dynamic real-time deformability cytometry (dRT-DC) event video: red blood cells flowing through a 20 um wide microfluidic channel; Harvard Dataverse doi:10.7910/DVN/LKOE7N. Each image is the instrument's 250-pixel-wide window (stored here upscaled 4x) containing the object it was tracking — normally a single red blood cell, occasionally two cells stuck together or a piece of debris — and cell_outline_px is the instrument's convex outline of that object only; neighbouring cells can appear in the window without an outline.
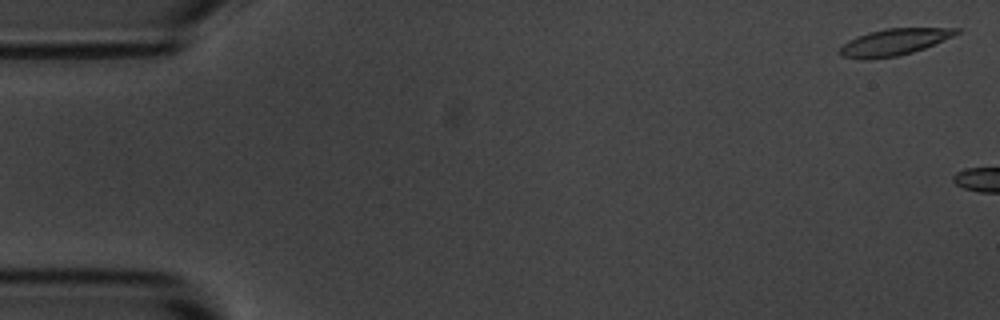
{"species": "common noctule bat (a hibernating species)", "species_latin": "Nyctalus noctula", "temperature_condition": "room temperature", "stored_images_in_passage": 2, "camera_frame_rate_fps": 3000, "um_per_image_px": 0.085, "animal": {"sex": "male", "body_mass_g": 20.1, "forearm_length_mm": 53.5}, "frame": {"image": 1, "passage_image": 1, "time_ms": 0.0, "image_size_px": [1000, 320], "cell_outline_px": [[960, 32], [952, 36], [924, 48], [912, 52], [896, 56], [864, 60], [840, 56], [836, 52], [848, 40], [856, 36], [868, 32], [884, 28], [960, 28]], "centroid_in_image_um": [75.92, 3.58], "position_along_channel_um": 9.1, "area_um2": 18.09}}